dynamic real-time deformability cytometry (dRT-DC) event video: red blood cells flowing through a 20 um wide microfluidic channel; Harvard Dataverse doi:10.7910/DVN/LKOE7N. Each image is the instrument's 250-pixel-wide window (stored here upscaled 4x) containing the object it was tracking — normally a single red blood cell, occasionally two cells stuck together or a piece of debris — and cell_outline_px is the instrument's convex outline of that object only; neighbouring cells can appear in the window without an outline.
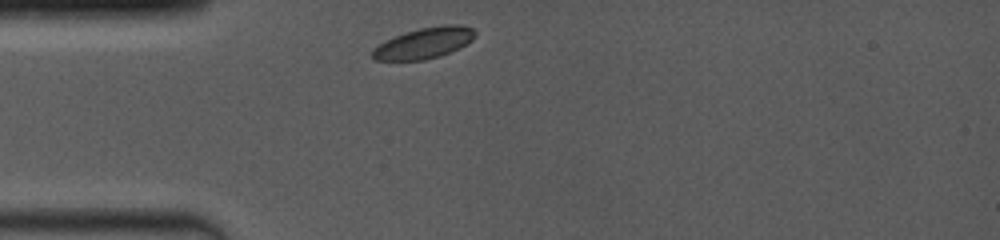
{"species": "common noctule bat (a hibernating species)", "species_latin": "Nyctalus noctula", "temperature_condition": "room temperature", "stored_images_in_passage": 2, "camera_frame_rate_fps": 4000, "um_per_image_px": 0.085, "animal": {"sex": "female", "body_mass_g": 19.0, "forearm_length_mm": 53.3}, "frame": {"image": 1, "passage_image": 1, "time_ms": 0.0, "image_size_px": [1000, 240], "cell_outline_px": [[476, 36], [472, 40], [460, 48], [440, 56], [424, 60], [376, 60], [372, 56], [372, 52], [384, 40], [404, 32], [420, 28], [444, 24], [460, 24], [472, 28], [476, 32]], "centroid_in_image_um": [36.09, 3.64], "position_along_channel_um": 48.9, "area_um2": 18.55}}